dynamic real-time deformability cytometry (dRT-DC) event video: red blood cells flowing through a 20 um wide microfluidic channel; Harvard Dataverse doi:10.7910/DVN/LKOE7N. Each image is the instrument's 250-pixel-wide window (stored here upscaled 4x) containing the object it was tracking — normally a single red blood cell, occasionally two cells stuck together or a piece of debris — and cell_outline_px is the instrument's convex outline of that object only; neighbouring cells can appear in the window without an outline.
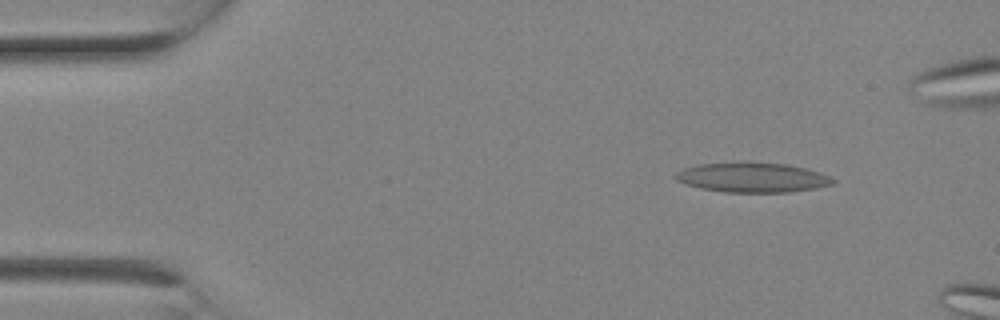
{"species": "Egyptian fruit bat (a non-hibernating species)", "species_latin": "Rousettus aegyptiacus", "temperature_condition": "room temperature", "stored_images_in_passage": 3, "camera_frame_rate_fps": 3000, "um_per_image_px": 0.085, "animal": {"sex": "female"}, "frame": {"image": 1, "passage_image": 3, "time_ms": 0.667, "image_size_px": [1000, 320], "cell_outline_px": [[836, 180], [832, 184], [816, 188], [788, 192], [724, 192], [704, 188], [688, 184], [676, 180], [672, 176], [676, 172], [684, 168], [700, 164], [740, 160], [788, 164], [820, 172], [832, 176]], "centroid_in_image_um": [63.96, 15.05], "position_along_channel_um": 21.0, "area_um2": 27.74}}